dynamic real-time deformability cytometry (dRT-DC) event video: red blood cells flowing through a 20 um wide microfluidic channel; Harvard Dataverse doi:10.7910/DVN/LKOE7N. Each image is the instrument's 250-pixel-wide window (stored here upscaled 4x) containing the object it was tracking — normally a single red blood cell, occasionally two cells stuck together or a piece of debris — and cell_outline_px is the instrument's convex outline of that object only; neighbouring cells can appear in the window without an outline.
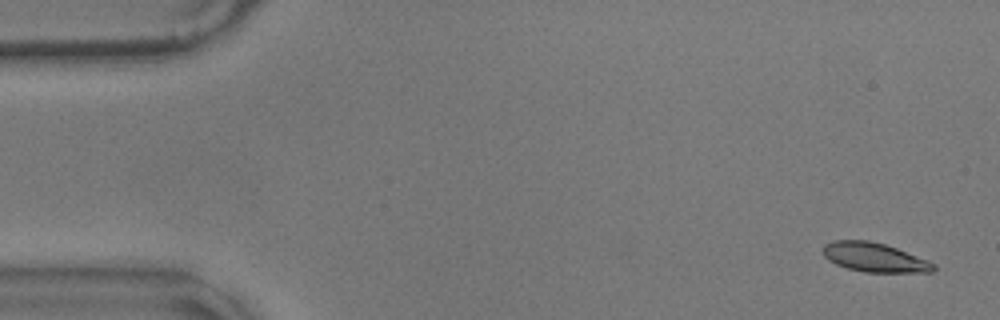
{"species": "common noctule bat (a hibernating species)", "species_latin": "Nyctalus noctula", "temperature_condition": "warm", "stored_images_in_passage": 59, "camera_frame_rate_fps": 3000, "um_per_image_px": 0.085, "animal": {"sex": "male", "body_mass_g": 17.9}, "frame": {"image": 1, "passage_image": 2, "time_ms": 0.333, "image_size_px": [1000, 320], "cell_outline_px": [[936, 268], [932, 272], [864, 272], [848, 268], [836, 264], [828, 260], [824, 256], [824, 244], [832, 240], [868, 240], [884, 244], [896, 248], [928, 260], [936, 264]], "centroid_in_image_um": [74.33, 21.87], "position_along_channel_um": 10.7, "area_um2": 18.73}}
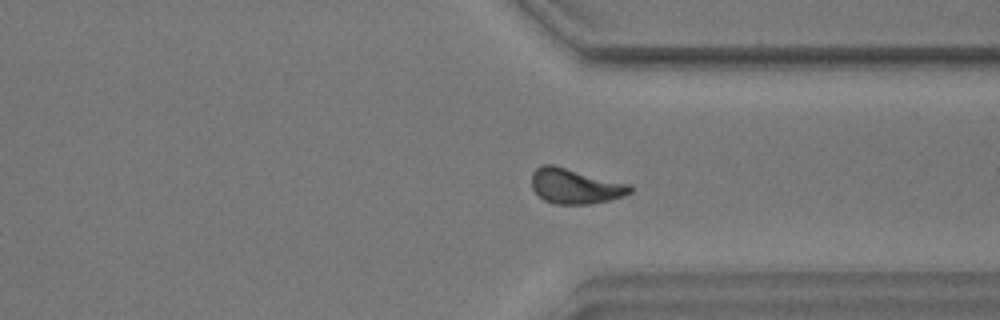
{"frame": {"image": 2, "passage_image": 43, "time_ms": 14.0, "image_size_px": [1000, 320], "cell_outline_px": [[632, 192], [624, 196], [612, 200], [588, 204], [552, 204], [544, 200], [532, 188], [532, 172], [540, 164], [552, 164], [632, 184]], "centroid_in_image_um": [48.91, 15.82], "position_along_channel_um": 362.5, "area_um2": 20.46}}
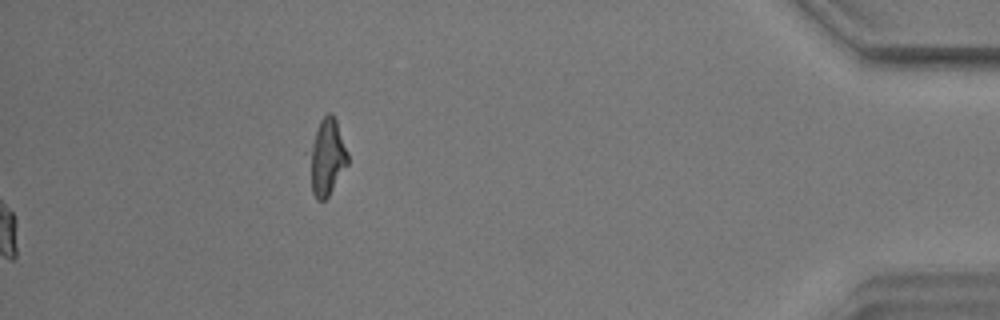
{"frame": {"image": 3, "passage_image": 59, "time_ms": 19.333, "image_size_px": [1000, 320], "cell_outline_px": [[348, 164], [328, 196], [324, 200], [316, 200], [312, 192], [304, 152], [320, 120], [328, 112], [332, 112], [336, 120], [348, 152]], "centroid_in_image_um": [27.7, 13.34], "position_along_channel_um": 407.5, "area_um2": 18.09}, "authors_computed_cell_mechanics": {"area_um2": 19.652, "velocity_mm_per_s": 3.4398, "shape_relaxation_time_tau1_ms": 6.0998, "shape_relaxation_time_tau2_ms": 2.5054, "deformation_change_tau1": 0.1463, "deformation_change_tau2": 0.0901}}